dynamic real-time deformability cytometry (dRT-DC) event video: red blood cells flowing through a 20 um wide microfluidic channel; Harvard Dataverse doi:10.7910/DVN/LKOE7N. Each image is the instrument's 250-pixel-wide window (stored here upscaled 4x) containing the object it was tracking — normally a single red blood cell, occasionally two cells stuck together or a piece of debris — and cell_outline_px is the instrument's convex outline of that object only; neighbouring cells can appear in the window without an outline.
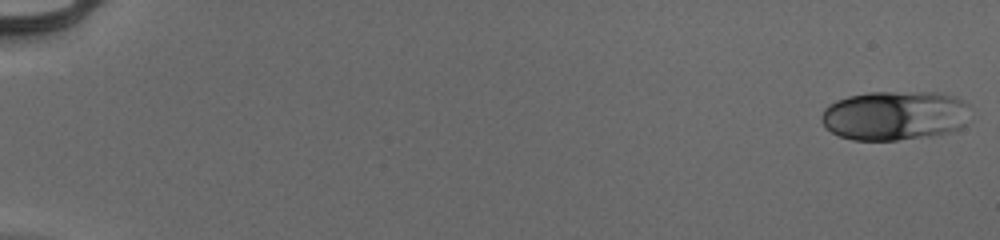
{"species": "human", "species_latin": "Homo sapiens", "temperature_condition": "cold", "stored_images_in_passage": 54, "camera_frame_rate_fps": 3000, "um_per_image_px": 0.085, "donor": {"sex": "male"}, "frame": {"image": 1, "passage_image": 1, "time_ms": 0.0, "image_size_px": [1000, 240], "cell_outline_px": [[968, 104], [964, 124], [960, 128], [948, 132], [932, 136], [896, 140], [852, 140], [840, 136], [824, 128], [820, 120], [820, 116], [824, 108], [828, 104], [836, 100], [848, 96], [868, 92], [936, 92], [956, 96]], "centroid_in_image_um": [75.99, 9.81], "position_along_channel_um": 9.0, "area_um2": 43.18}}
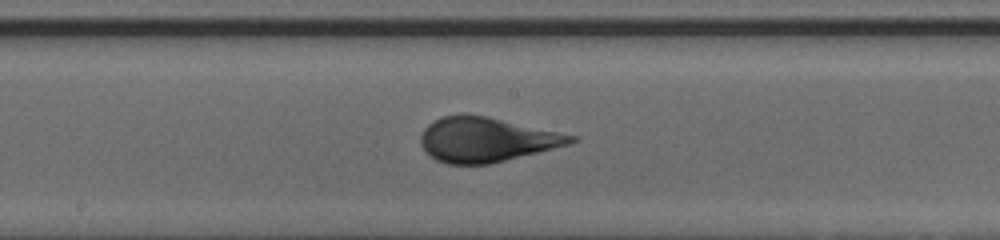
{"frame": {"image": 2, "passage_image": 31, "time_ms": 10.0, "image_size_px": [1000, 240], "cell_outline_px": [[580, 140], [568, 144], [492, 164], [448, 164], [436, 160], [420, 144], [420, 136], [424, 128], [432, 120], [444, 116], [488, 116], [580, 136]], "centroid_in_image_um": [41.38, 11.87], "position_along_channel_um": 206.8, "area_um2": 38.78}}
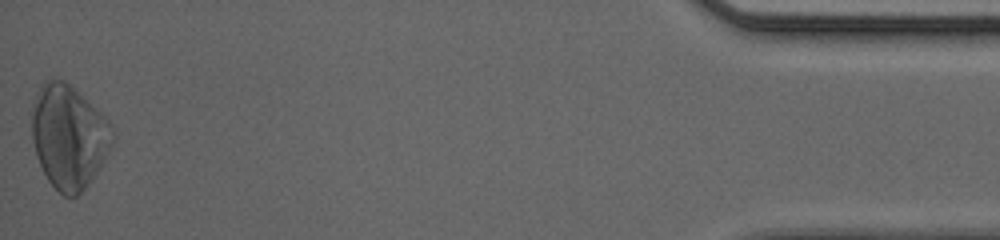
{"frame": {"image": 3, "passage_image": 54, "time_ms": 17.667, "image_size_px": [1000, 240], "cell_outline_px": [[116, 136], [108, 152], [88, 184], [76, 196], [64, 196], [48, 180], [36, 156], [32, 140], [32, 100], [40, 84], [44, 80], [64, 80], [100, 112], [112, 124]], "centroid_in_image_um": [5.83, 11.58], "position_along_channel_um": 429.4, "area_um2": 48.44}}